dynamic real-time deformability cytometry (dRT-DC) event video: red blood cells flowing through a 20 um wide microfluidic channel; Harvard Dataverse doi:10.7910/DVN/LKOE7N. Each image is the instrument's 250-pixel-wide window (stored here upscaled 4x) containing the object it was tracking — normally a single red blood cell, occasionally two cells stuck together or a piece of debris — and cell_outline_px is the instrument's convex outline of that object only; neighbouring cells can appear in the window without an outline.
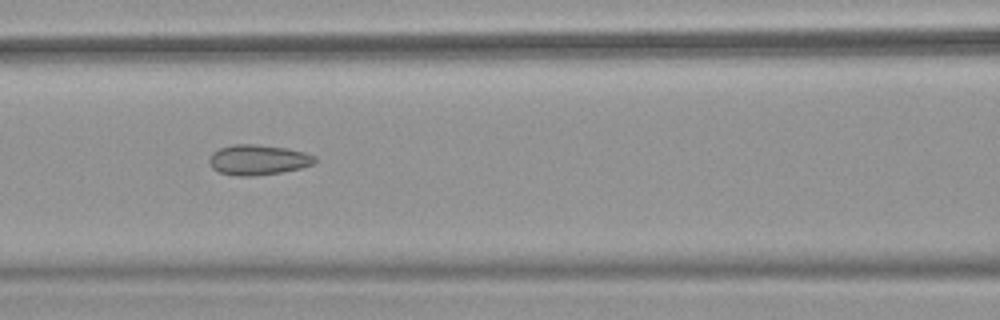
{"species": "common noctule bat (a hibernating species)", "species_latin": "Nyctalus noctula", "temperature_condition": "warm", "stored_images_in_passage": 50, "camera_frame_rate_fps": 3000, "um_per_image_px": 0.085, "animal": {"sex": "female", "body_mass_g": 18.4}, "frame": {"image": 1, "passage_image": 22, "time_ms": 7.0, "image_size_px": [1000, 320], "cell_outline_px": [[316, 164], [300, 168], [280, 172], [252, 176], [240, 176], [220, 172], [212, 168], [208, 160], [212, 152], [220, 148], [232, 144], [256, 144], [288, 148], [304, 152], [316, 156]], "centroid_in_image_um": [21.95, 13.57], "position_along_channel_um": 144.7, "area_um2": 18.67}, "authors_computed_cell_mechanics": {"area_um2": 19.5075, "velocity_mm_per_s": 4.016, "shape_relaxation_time_tau1_ms": null, "shape_relaxation_time_tau2_ms": 1.7766, "deformation_change_tau1": null, "deformation_change_tau2": 0.0976}}